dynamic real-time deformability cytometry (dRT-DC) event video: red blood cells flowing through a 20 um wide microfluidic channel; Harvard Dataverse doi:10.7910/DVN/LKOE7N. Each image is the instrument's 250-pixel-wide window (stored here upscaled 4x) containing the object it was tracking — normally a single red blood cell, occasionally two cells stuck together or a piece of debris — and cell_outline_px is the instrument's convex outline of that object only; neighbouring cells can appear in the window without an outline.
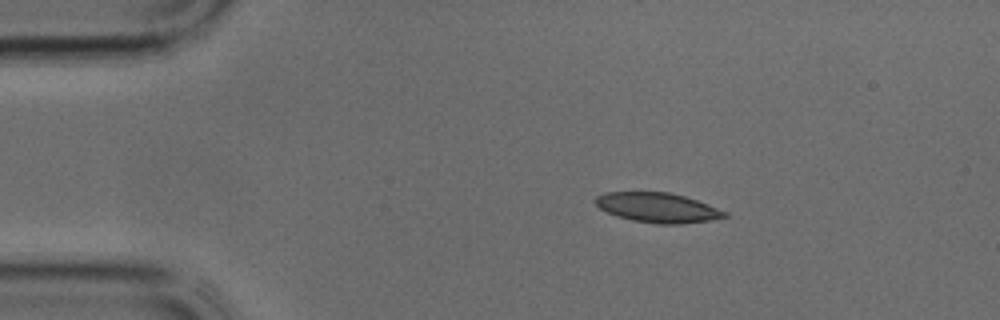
{"species": "common noctule bat (a hibernating species)", "species_latin": "Nyctalus noctula", "temperature_condition": "cold", "stored_images_in_passage": 33, "camera_frame_rate_fps": 3000, "um_per_image_px": 0.085, "animal": {"sex": "male", "body_mass_g": 17.9, "forearm_length_mm": 54.2}, "frame": {"image": 1, "passage_image": 1, "time_ms": 0.0, "image_size_px": [1000, 320], "cell_outline_px": [[728, 216], [708, 220], [680, 224], [656, 224], [632, 220], [616, 216], [600, 208], [596, 204], [596, 196], [604, 192], [668, 192], [684, 196], [696, 200], [728, 212]], "centroid_in_image_um": [55.88, 17.65], "position_along_channel_um": 29.1, "area_um2": 22.2}}
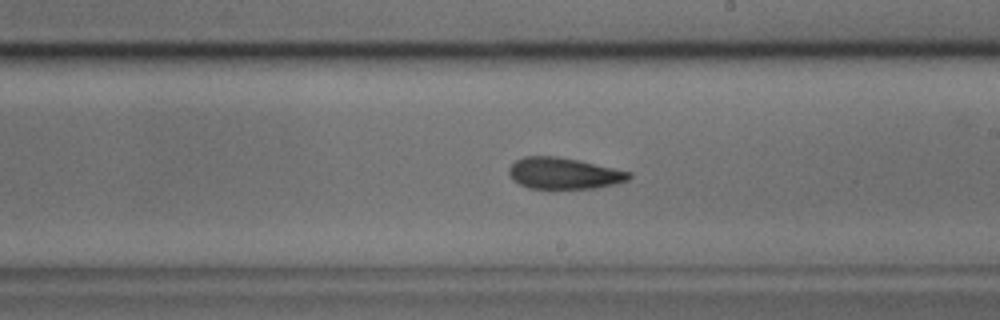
{"frame": {"image": 2, "passage_image": 16, "time_ms": 5.0, "image_size_px": [1000, 320], "cell_outline_px": [[632, 176], [628, 180], [616, 184], [596, 188], [528, 188], [512, 180], [508, 172], [508, 168], [516, 160], [524, 156], [556, 156], [580, 160], [632, 172]], "centroid_in_image_um": [47.94, 14.73], "position_along_channel_um": 241.1, "area_um2": 22.08}}
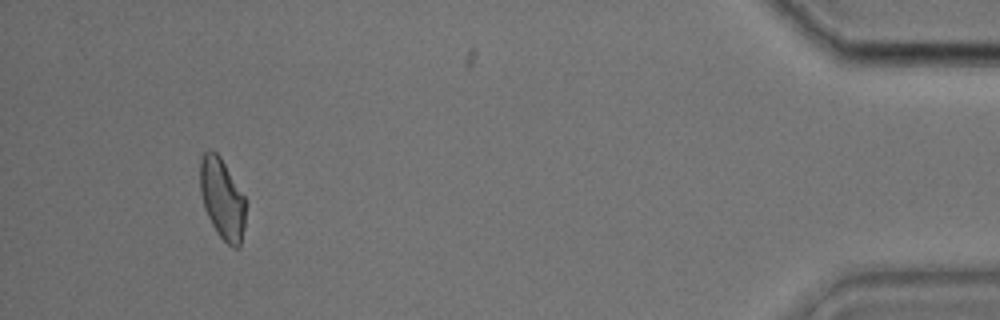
{"frame": {"image": 3, "passage_image": 30, "time_ms": 9.667, "image_size_px": [1000, 320], "cell_outline_px": [[244, 228], [240, 248], [232, 248], [216, 232], [204, 208], [200, 192], [200, 160], [204, 152], [208, 148], [212, 148], [220, 156], [244, 196]], "centroid_in_image_um": [18.86, 16.88], "position_along_channel_um": 416.3, "area_um2": 21.39}}